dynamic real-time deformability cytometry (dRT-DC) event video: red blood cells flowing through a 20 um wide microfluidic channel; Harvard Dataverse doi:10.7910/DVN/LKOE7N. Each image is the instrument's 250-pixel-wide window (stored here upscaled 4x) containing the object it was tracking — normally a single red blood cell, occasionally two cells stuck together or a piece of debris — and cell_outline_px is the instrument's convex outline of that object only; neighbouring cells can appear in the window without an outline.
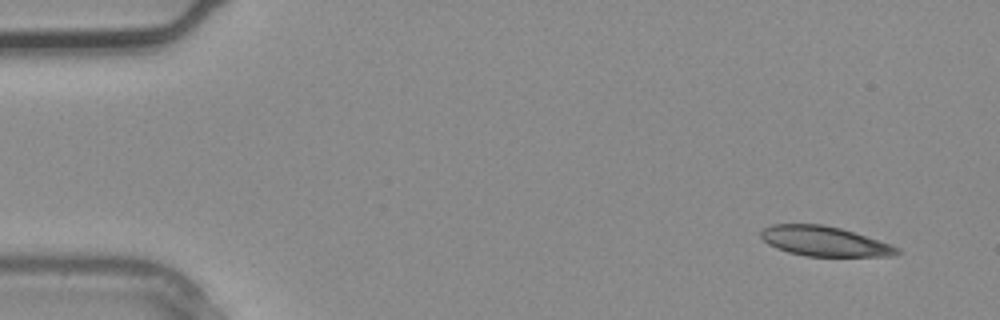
{"species": "common noctule bat (a hibernating species)", "species_latin": "Nyctalus noctula", "temperature_condition": "warm", "stored_images_in_passage": 4, "camera_frame_rate_fps": 3000, "um_per_image_px": 0.085, "animal": {"sex": "male", "body_mass_g": 20.4}, "frame": {"image": 1, "passage_image": 1, "time_ms": 0.0, "image_size_px": [1000, 320], "cell_outline_px": [[904, 252], [896, 256], [804, 256], [788, 252], [776, 248], [768, 244], [760, 236], [760, 232], [764, 228], [772, 224], [820, 224], [840, 228], [892, 244], [900, 248]], "centroid_in_image_um": [70.12, 20.52], "position_along_channel_um": 14.9, "area_um2": 23.81}}
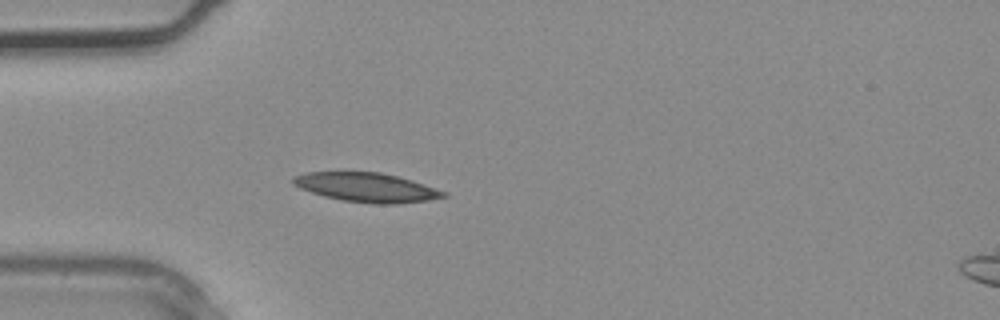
{"frame": {"image": 2, "passage_image": 3, "time_ms": 0.667, "image_size_px": [1000, 320], "cell_outline_px": [[448, 196], [428, 200], [396, 204], [376, 204], [344, 200], [324, 196], [300, 188], [292, 184], [292, 176], [304, 172], [380, 172], [412, 180], [448, 192]], "centroid_in_image_um": [31.16, 15.92], "position_along_channel_um": 53.8, "area_um2": 25.55}}